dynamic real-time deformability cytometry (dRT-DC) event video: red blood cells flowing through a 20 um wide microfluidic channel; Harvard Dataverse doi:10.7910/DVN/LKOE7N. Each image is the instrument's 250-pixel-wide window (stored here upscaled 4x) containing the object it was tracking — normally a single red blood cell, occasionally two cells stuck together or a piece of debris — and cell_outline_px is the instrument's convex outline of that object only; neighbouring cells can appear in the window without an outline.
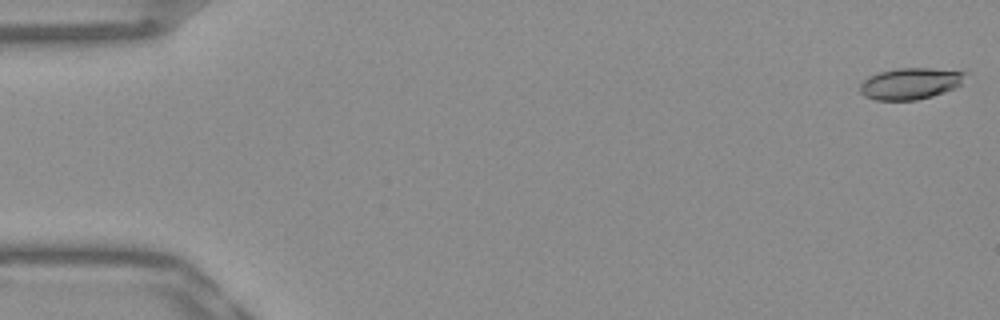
{"species": "Egyptian fruit bat (a non-hibernating species)", "species_latin": "Rousettus aegyptiacus", "temperature_condition": "warm", "stored_images_in_passage": 52, "camera_frame_rate_fps": 3000, "um_per_image_px": 0.085, "frame": {"image": 1, "passage_image": 1, "time_ms": 0.0, "image_size_px": [1000, 320], "cell_outline_px": [[968, 72], [960, 84], [944, 92], [932, 96], [916, 100], [876, 100], [864, 96], [860, 92], [860, 84], [868, 76], [880, 72], [896, 68], [932, 68]], "centroid_in_image_um": [77.36, 7.1], "position_along_channel_um": 7.6, "area_um2": 19.25}}
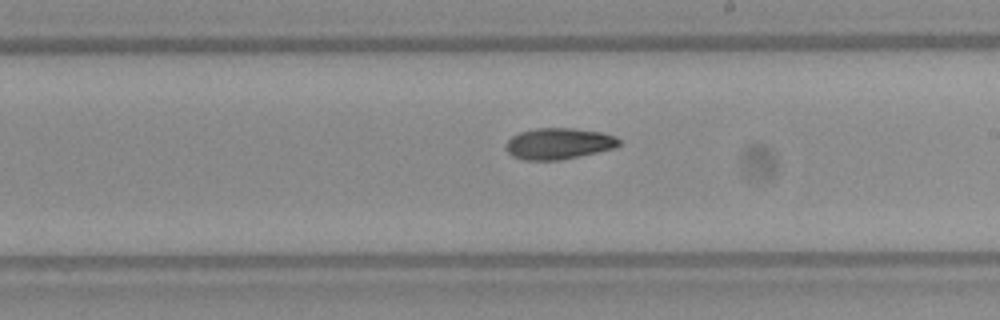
{"frame": {"image": 2, "passage_image": 30, "time_ms": 9.667, "image_size_px": [1000, 320], "cell_outline_px": [[620, 144], [616, 148], [580, 156], [560, 160], [524, 160], [512, 156], [508, 152], [508, 140], [512, 136], [520, 132], [536, 128], [572, 128], [600, 132], [616, 136], [620, 140]], "centroid_in_image_um": [47.53, 12.21], "position_along_channel_um": 241.5, "area_um2": 20.52}}
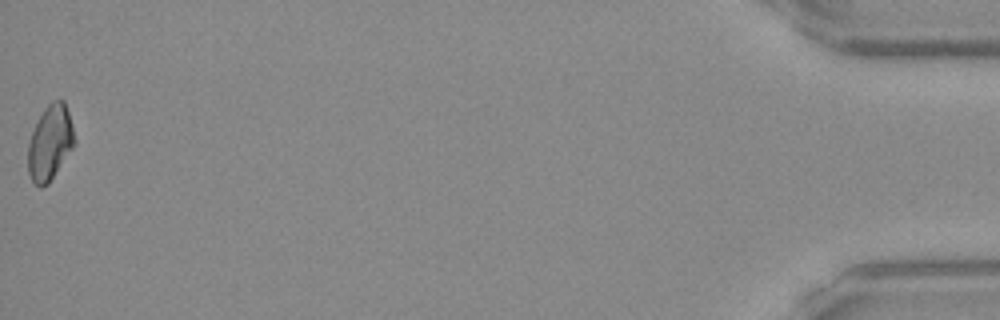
{"frame": {"image": 3, "passage_image": 52, "time_ms": 17.0, "image_size_px": [1000, 320], "cell_outline_px": [[76, 144], [48, 184], [40, 188], [32, 180], [28, 172], [28, 144], [32, 132], [44, 108], [52, 100], [64, 100], [68, 112], [76, 140]], "centroid_in_image_um": [4.27, 12.14], "position_along_channel_um": 430.9, "area_um2": 20.23}, "authors_computed_cell_mechanics": {"area_um2": 19.8543, "velocity_mm_per_s": 3.9185, "shape_relaxation_time_tau1_ms": null, "shape_relaxation_time_tau2_ms": 8.9517, "deformation_change_tau1": null, "deformation_change_tau2": 0.1649}}